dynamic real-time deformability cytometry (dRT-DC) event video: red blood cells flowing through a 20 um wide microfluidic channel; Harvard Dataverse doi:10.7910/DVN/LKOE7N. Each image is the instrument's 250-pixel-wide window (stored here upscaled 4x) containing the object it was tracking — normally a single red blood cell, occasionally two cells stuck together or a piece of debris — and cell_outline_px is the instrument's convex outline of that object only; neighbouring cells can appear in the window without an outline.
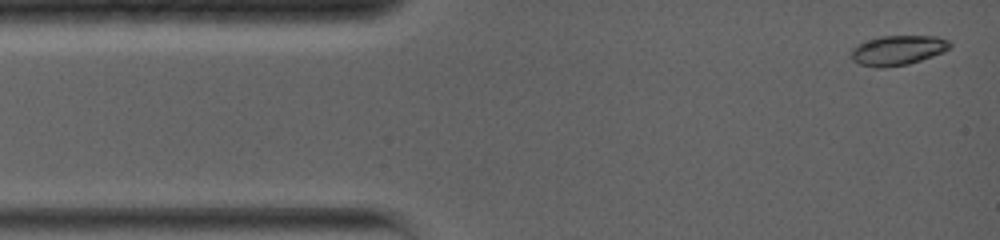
{"species": "common noctule bat (a hibernating species)", "species_latin": "Nyctalus noctula", "temperature_condition": "warm", "stored_images_in_passage": 17, "camera_frame_rate_fps": 5000, "um_per_image_px": 0.085, "animal": {"sex": "female", "body_mass_g": 19.0, "forearm_length_mm": 56.7}, "frame": {"image": 1, "passage_image": 1, "time_ms": 0.0, "image_size_px": [1000, 240], "cell_outline_px": [[952, 44], [944, 52], [908, 64], [880, 68], [876, 68], [860, 64], [852, 60], [848, 56], [852, 48], [868, 40], [880, 36], [936, 36], [948, 40]], "centroid_in_image_um": [76.28, 4.28], "position_along_channel_um": 8.7, "area_um2": 17.11}}
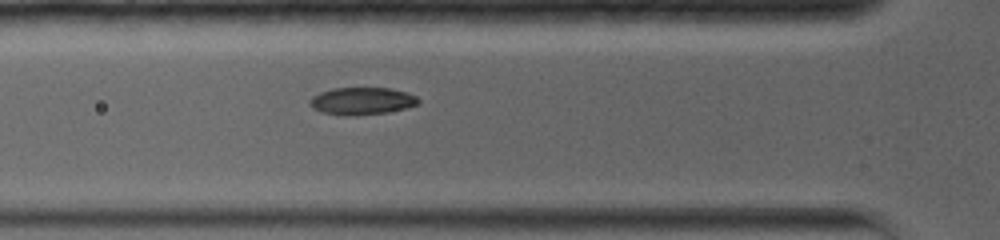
{"frame": {"image": 2, "passage_image": 12, "time_ms": 4.0, "image_size_px": [1000, 240], "cell_outline_px": [[420, 104], [388, 112], [352, 116], [344, 116], [320, 112], [312, 108], [308, 104], [308, 100], [312, 96], [320, 92], [332, 88], [388, 88], [408, 92], [416, 96], [420, 100]], "centroid_in_image_um": [30.73, 8.59], "position_along_channel_um": 95.1, "area_um2": 17.57}}
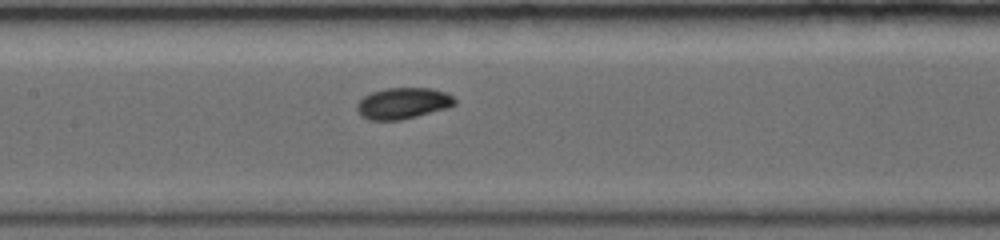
{"frame": {"image": 3, "passage_image": 17, "time_ms": 6.0, "image_size_px": [1000, 240], "cell_outline_px": [[456, 104], [448, 108], [400, 120], [368, 120], [360, 116], [356, 108], [356, 104], [364, 96], [372, 92], [384, 88], [432, 88], [444, 92], [452, 96], [456, 100]], "centroid_in_image_um": [34.23, 8.78], "position_along_channel_um": 173.2, "area_um2": 17.86}}